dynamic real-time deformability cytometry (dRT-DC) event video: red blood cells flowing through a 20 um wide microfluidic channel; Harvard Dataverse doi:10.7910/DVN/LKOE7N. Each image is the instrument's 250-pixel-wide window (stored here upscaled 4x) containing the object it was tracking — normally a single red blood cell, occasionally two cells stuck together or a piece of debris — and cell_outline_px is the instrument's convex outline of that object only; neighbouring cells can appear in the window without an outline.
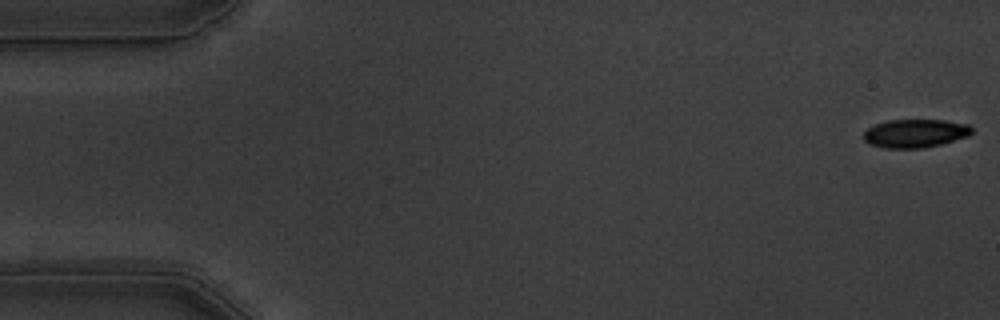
{"species": "common noctule bat (a hibernating species)", "species_latin": "Nyctalus noctula", "temperature_condition": "warm", "stored_images_in_passage": 14, "camera_frame_rate_fps": 3000, "um_per_image_px": 0.085, "animal": {"sex": "male", "body_mass_g": 19.5, "forearm_length_mm": 54.6}, "frame": {"image": 1, "passage_image": 1, "time_ms": 0.0, "image_size_px": [1000, 320], "cell_outline_px": [[972, 132], [968, 136], [940, 144], [920, 148], [884, 148], [868, 144], [864, 140], [864, 132], [868, 128], [876, 124], [888, 120], [944, 120], [968, 124], [972, 128]], "centroid_in_image_um": [77.77, 11.33], "position_along_channel_um": 7.2, "area_um2": 17.8}}
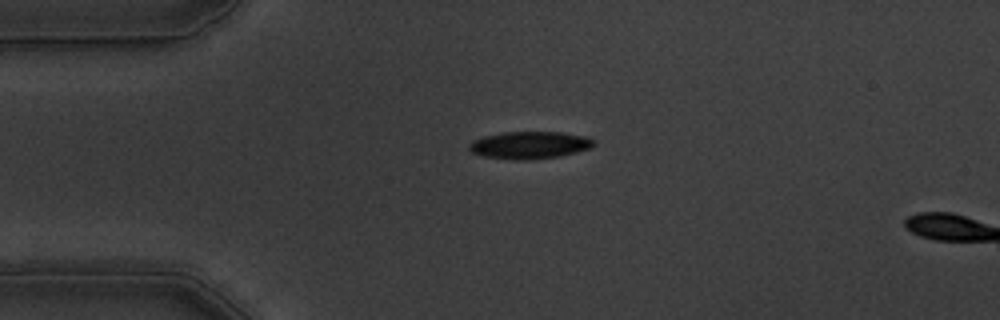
{"frame": {"image": 2, "passage_image": 13, "time_ms": 4.0, "image_size_px": [1000, 320], "cell_outline_px": [[596, 144], [592, 148], [560, 156], [528, 160], [516, 160], [484, 156], [472, 152], [468, 148], [468, 144], [472, 140], [484, 136], [504, 132], [564, 132], [584, 136], [596, 140]], "centroid_in_image_um": [45.05, 12.33], "position_along_channel_um": 40.0, "area_um2": 20.0}}